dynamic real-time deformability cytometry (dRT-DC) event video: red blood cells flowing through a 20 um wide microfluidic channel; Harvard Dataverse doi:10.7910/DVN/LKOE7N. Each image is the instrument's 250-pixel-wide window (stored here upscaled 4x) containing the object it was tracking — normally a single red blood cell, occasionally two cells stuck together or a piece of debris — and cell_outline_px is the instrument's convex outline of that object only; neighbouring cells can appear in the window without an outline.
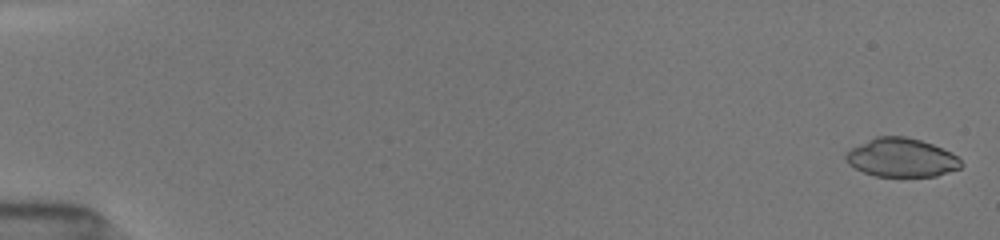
{"species": "common noctule bat (a hibernating species)", "species_latin": "Nyctalus noctula", "temperature_condition": "room temperature", "stored_images_in_passage": 34, "camera_frame_rate_fps": 3000, "um_per_image_px": 0.085, "animal": {"sex": "female", "body_mass_g": 19.5, "forearm_length_mm": 54.1}, "frame": {"image": 1, "passage_image": 1, "time_ms": 0.0, "image_size_px": [1000, 240], "cell_outline_px": [[964, 164], [960, 168], [936, 176], [876, 176], [864, 172], [848, 164], [844, 160], [844, 152], [848, 148], [876, 136], [904, 136], [920, 140], [932, 144], [952, 152]], "centroid_in_image_um": [76.58, 13.39], "position_along_channel_um": 8.4, "area_um2": 26.18}}
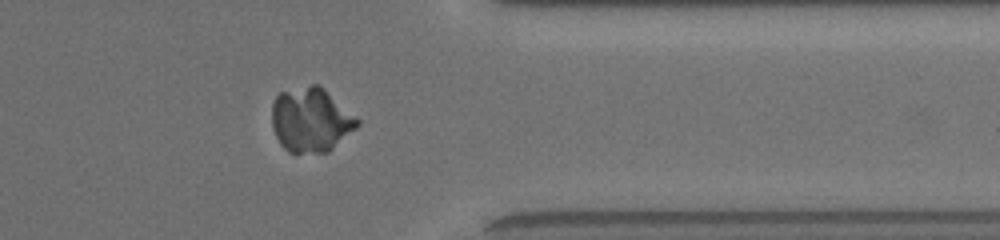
{"frame": {"image": 2, "passage_image": 28, "time_ms": 14.0, "image_size_px": [1000, 240], "cell_outline_px": [[360, 124], [356, 128], [328, 152], [288, 152], [280, 144], [272, 128], [272, 104], [276, 96], [280, 92], [312, 84], [320, 84], [356, 116], [360, 120]], "centroid_in_image_um": [26.42, 10.17], "position_along_channel_um": 385.0, "area_um2": 32.08}}
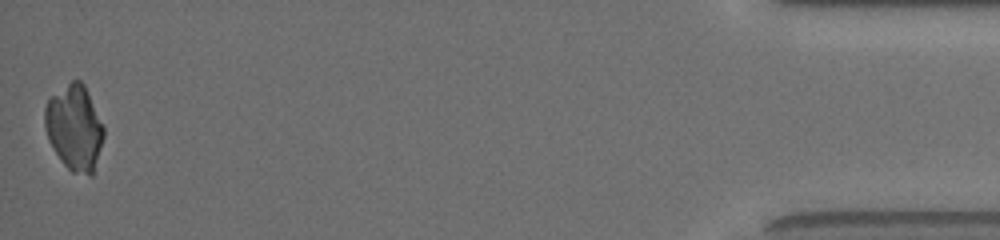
{"frame": {"image": 3, "passage_image": 34, "time_ms": 17.0, "image_size_px": [1000, 240], "cell_outline_px": [[104, 136], [92, 176], [88, 176], [72, 172], [60, 160], [52, 148], [48, 140], [44, 128], [44, 108], [48, 100], [52, 96], [72, 80], [80, 80], [84, 84], [104, 128]], "centroid_in_image_um": [6.31, 10.88], "position_along_channel_um": 428.9, "area_um2": 29.19}}